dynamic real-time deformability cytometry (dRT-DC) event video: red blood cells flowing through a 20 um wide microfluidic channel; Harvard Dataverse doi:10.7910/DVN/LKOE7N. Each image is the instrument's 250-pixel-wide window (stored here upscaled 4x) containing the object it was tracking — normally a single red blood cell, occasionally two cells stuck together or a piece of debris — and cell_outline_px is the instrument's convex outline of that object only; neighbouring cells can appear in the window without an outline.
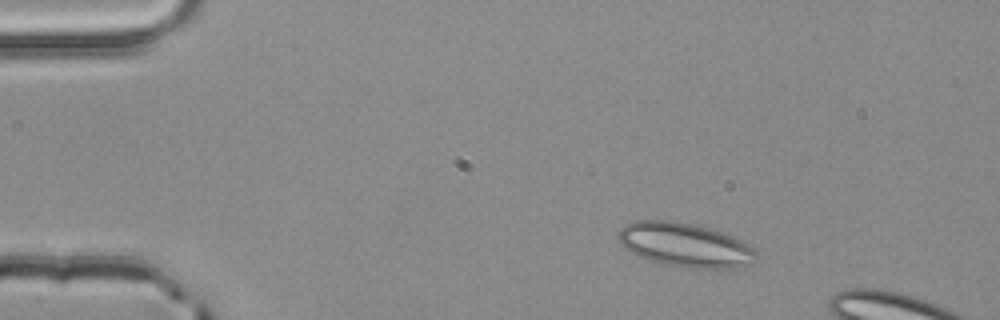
{"species": "common noctule bat (a hibernating species)", "species_latin": "Nyctalus noctula", "temperature_condition": "room temperature", "stored_images_in_passage": 3, "camera_frame_rate_fps": 3000, "um_per_image_px": 0.085, "animal": {"sex": "male", "body_mass_g": 20.4}, "frame": {"image": 1, "passage_image": 1, "time_ms": 0.0, "image_size_px": [1000, 320], "cell_outline_px": [[756, 256], [752, 264], [736, 268], [688, 268], [660, 264], [640, 256], [624, 248], [616, 236], [620, 228], [624, 224], [636, 220], [668, 220], [692, 224], [708, 228], [732, 236], [748, 244], [756, 252]], "centroid_in_image_um": [58.19, 20.82], "position_along_channel_um": 26.8, "area_um2": 35.43}}